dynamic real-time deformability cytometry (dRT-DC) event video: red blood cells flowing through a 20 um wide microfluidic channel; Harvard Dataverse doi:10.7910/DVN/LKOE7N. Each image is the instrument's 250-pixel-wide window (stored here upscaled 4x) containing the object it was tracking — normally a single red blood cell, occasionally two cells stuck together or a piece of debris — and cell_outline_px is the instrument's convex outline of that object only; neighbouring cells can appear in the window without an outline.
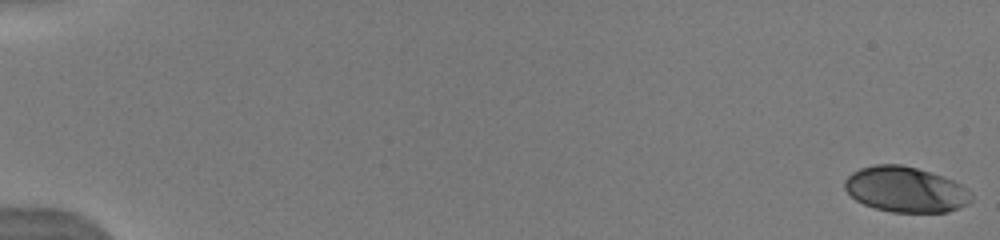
{"species": "human", "species_latin": "Homo sapiens", "temperature_condition": "warm", "stored_images_in_passage": 27, "camera_frame_rate_fps": 3000, "um_per_image_px": 0.085, "donor": {"sex": "male"}, "frame": {"image": 1, "passage_image": 1, "time_ms": 0.0, "image_size_px": [1000, 240], "cell_outline_px": [[972, 200], [968, 204], [960, 208], [948, 212], [892, 212], [876, 208], [864, 204], [856, 200], [844, 188], [844, 180], [852, 172], [860, 168], [876, 164], [900, 164], [916, 168], [944, 176], [960, 184], [972, 192]], "centroid_in_image_um": [76.99, 16.1], "position_along_channel_um": 8.0, "area_um2": 33.64}}
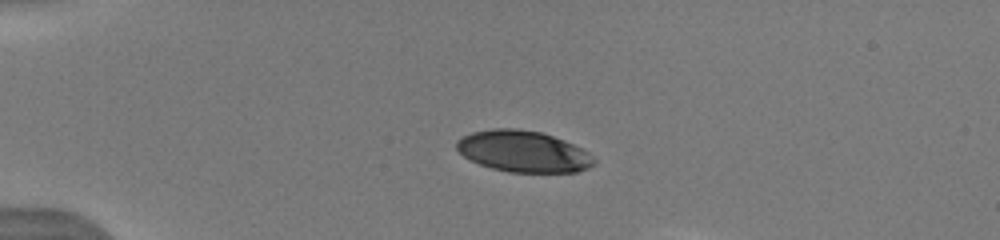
{"frame": {"image": 2, "passage_image": 17, "time_ms": 4.333, "image_size_px": [1000, 240], "cell_outline_px": [[596, 164], [588, 168], [576, 172], [508, 172], [492, 168], [480, 164], [464, 156], [456, 148], [456, 140], [472, 132], [492, 128], [516, 128], [540, 132], [564, 140], [588, 152], [596, 160]], "centroid_in_image_um": [44.48, 12.87], "position_along_channel_um": 40.5, "area_um2": 33.0}}